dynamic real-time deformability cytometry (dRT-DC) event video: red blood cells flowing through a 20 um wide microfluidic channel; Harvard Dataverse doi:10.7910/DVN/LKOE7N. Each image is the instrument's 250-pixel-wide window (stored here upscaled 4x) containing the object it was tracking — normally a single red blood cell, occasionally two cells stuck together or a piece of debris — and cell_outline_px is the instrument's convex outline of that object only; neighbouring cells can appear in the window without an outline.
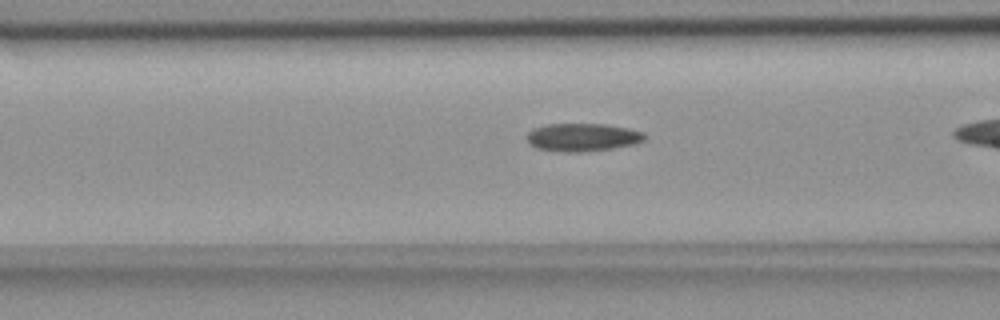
{"species": "common noctule bat (a hibernating species)", "species_latin": "Nyctalus noctula", "temperature_condition": "room temperature", "stored_images_in_passage": 27, "camera_frame_rate_fps": 3000, "um_per_image_px": 0.085, "animal": {"sex": "female", "body_mass_g": 18.4}, "frame": {"image": 1, "passage_image": 6, "time_ms": 1.667, "image_size_px": [1000, 320], "cell_outline_px": [[644, 140], [636, 144], [612, 148], [580, 152], [568, 152], [536, 148], [528, 144], [528, 132], [532, 128], [548, 124], [604, 124], [628, 128], [644, 132]], "centroid_in_image_um": [49.51, 11.66], "position_along_channel_um": 117.1, "area_um2": 19.13}}
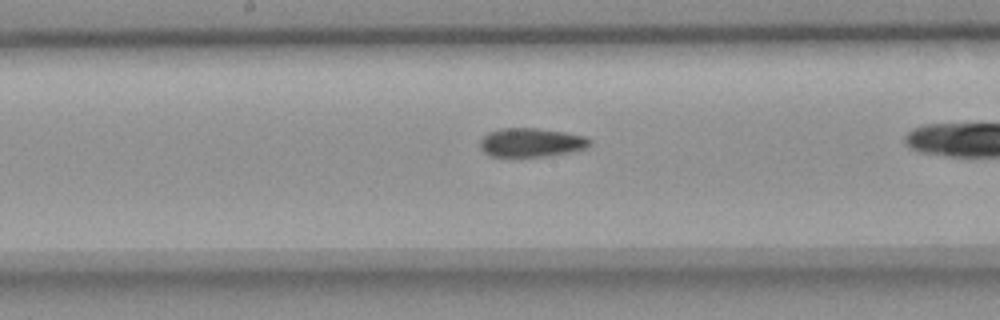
{"frame": {"image": 2, "passage_image": 13, "time_ms": 4.0, "image_size_px": [1000, 320], "cell_outline_px": [[592, 144], [588, 148], [548, 156], [492, 156], [484, 152], [480, 148], [480, 140], [488, 132], [500, 128], [536, 128], [564, 132], [584, 136], [592, 140]], "centroid_in_image_um": [45.17, 12.1], "position_along_channel_um": 203.0, "area_um2": 18.44}}
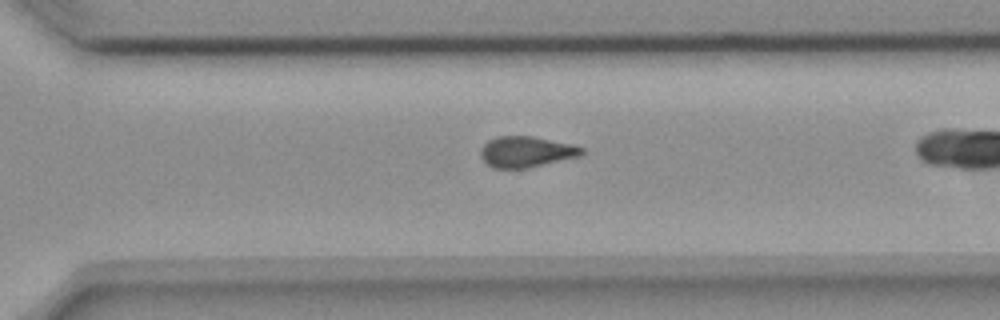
{"frame": {"image": 3, "passage_image": 23, "time_ms": 7.333, "image_size_px": [1000, 320], "cell_outline_px": [[584, 152], [580, 156], [524, 168], [492, 168], [480, 156], [480, 148], [488, 140], [496, 136], [532, 136], [572, 144], [584, 148]], "centroid_in_image_um": [44.7, 12.89], "position_along_channel_um": 325.9, "area_um2": 18.09}}